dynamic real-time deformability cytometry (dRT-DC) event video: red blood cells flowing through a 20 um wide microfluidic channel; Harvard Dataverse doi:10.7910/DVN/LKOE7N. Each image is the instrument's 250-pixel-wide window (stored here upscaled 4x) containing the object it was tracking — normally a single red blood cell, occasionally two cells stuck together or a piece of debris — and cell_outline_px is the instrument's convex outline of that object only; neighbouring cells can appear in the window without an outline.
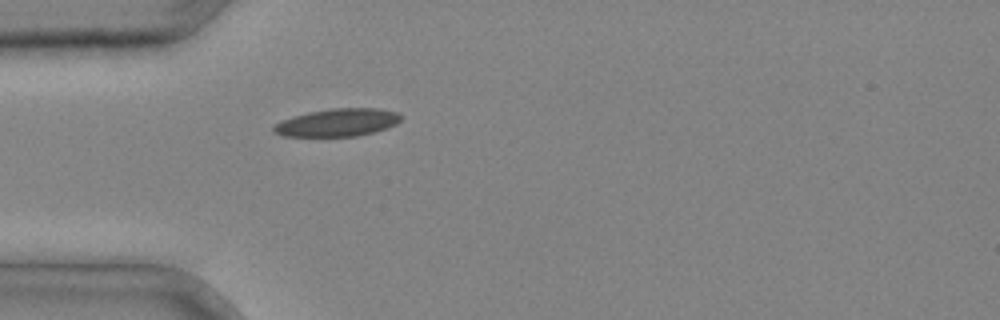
{"species": "common noctule bat (a hibernating species)", "species_latin": "Nyctalus noctula", "temperature_condition": "cold", "stored_images_in_passage": 24, "camera_frame_rate_fps": 3000, "um_per_image_px": 0.085, "animal": {"sex": "male", "body_mass_g": 20.4}, "frame": {"image": 1, "passage_image": 1, "time_ms": 0.0, "image_size_px": [1000, 320], "cell_outline_px": [[404, 116], [396, 124], [372, 132], [356, 136], [284, 136], [272, 132], [272, 128], [276, 124], [292, 116], [308, 112], [332, 108], [380, 108], [396, 112]], "centroid_in_image_um": [28.69, 10.4], "position_along_channel_um": 56.3, "area_um2": 20.46}}
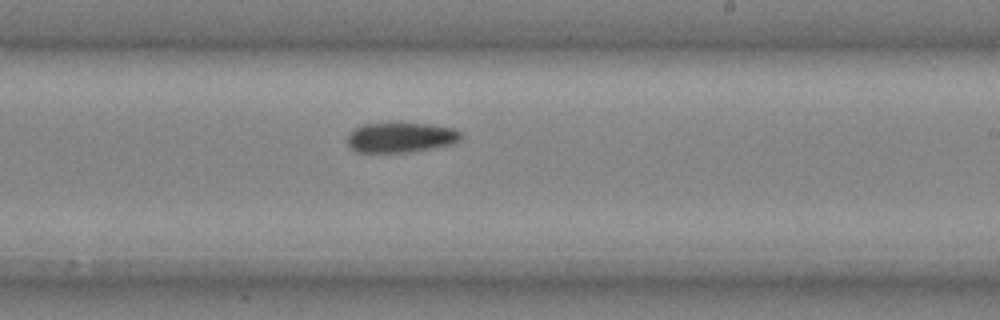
{"frame": {"image": 2, "passage_image": 13, "time_ms": 4.0, "image_size_px": [1000, 320], "cell_outline_px": [[464, 136], [460, 140], [452, 144], [412, 152], [356, 152], [348, 144], [348, 136], [352, 128], [364, 124], [428, 124], [452, 128], [460, 132]], "centroid_in_image_um": [34.07, 11.69], "position_along_channel_um": 254.9, "area_um2": 19.71}}
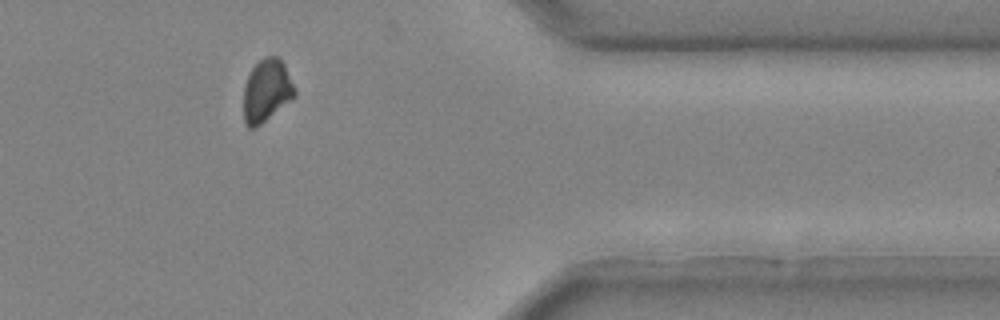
{"frame": {"image": 3, "passage_image": 22, "time_ms": 7.0, "image_size_px": [1000, 320], "cell_outline_px": [[296, 96], [256, 128], [248, 128], [244, 124], [244, 84], [252, 68], [264, 56], [280, 56], [296, 88]], "centroid_in_image_um": [22.67, 7.7], "position_along_channel_um": 388.7, "area_um2": 18.84}}